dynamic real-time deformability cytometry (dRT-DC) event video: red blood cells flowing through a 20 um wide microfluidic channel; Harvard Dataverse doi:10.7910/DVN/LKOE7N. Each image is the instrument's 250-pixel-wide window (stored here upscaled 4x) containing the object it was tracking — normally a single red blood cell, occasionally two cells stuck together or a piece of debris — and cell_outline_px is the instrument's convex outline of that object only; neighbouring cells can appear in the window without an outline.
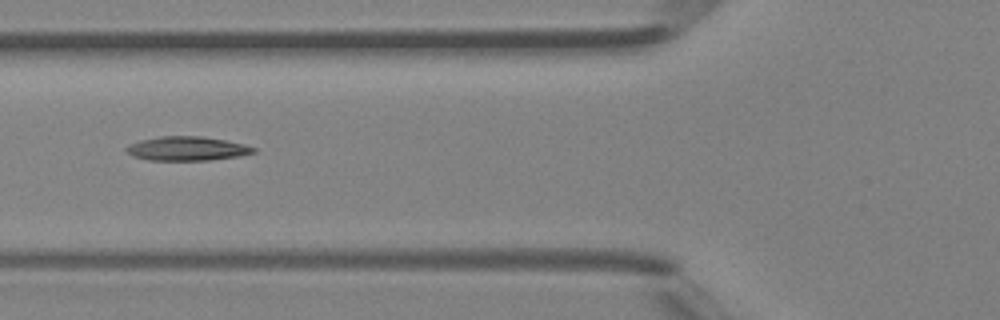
{"species": "Egyptian fruit bat (a non-hibernating species)", "species_latin": "Rousettus aegyptiacus", "temperature_condition": "room temperature", "stored_images_in_passage": 30, "camera_frame_rate_fps": 3000, "um_per_image_px": 0.085, "animal": {"sex": "female"}, "frame": {"image": 1, "passage_image": 5, "time_ms": 1.333, "image_size_px": [1000, 320], "cell_outline_px": [[256, 152], [240, 156], [208, 160], [148, 160], [132, 156], [124, 148], [128, 144], [140, 140], [160, 136], [200, 136], [224, 140], [244, 144], [256, 148]], "centroid_in_image_um": [15.87, 12.63], "position_along_channel_um": 109.9, "area_um2": 17.86}}
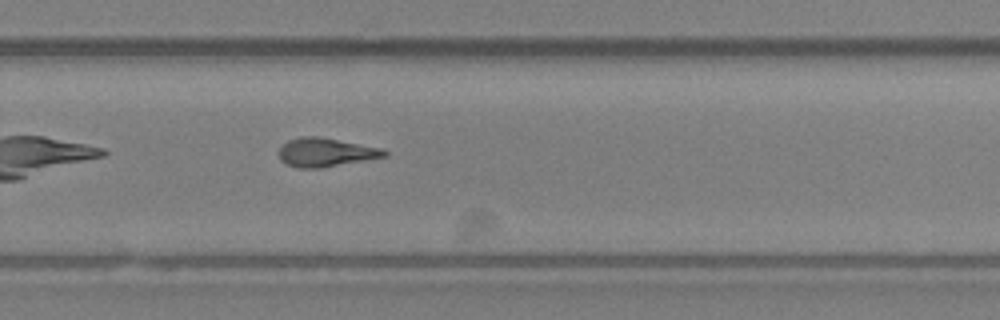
{"frame": {"image": 2, "passage_image": 18, "time_ms": 5.667, "image_size_px": [1000, 320], "cell_outline_px": [[388, 156], [320, 168], [300, 168], [288, 164], [280, 160], [280, 148], [288, 140], [300, 136], [320, 136], [384, 148], [388, 152]], "centroid_in_image_um": [27.73, 12.93], "position_along_channel_um": 302.1, "area_um2": 17.69}, "authors_computed_cell_mechanics": {"area_um2": 17.6579, "velocity_mm_per_s": 4.4443, "shape_relaxation_time_tau1_ms": null, "shape_relaxation_time_tau2_ms": 5.1058, "deformation_change_tau1": null, "deformation_change_tau2": 0.1595}}